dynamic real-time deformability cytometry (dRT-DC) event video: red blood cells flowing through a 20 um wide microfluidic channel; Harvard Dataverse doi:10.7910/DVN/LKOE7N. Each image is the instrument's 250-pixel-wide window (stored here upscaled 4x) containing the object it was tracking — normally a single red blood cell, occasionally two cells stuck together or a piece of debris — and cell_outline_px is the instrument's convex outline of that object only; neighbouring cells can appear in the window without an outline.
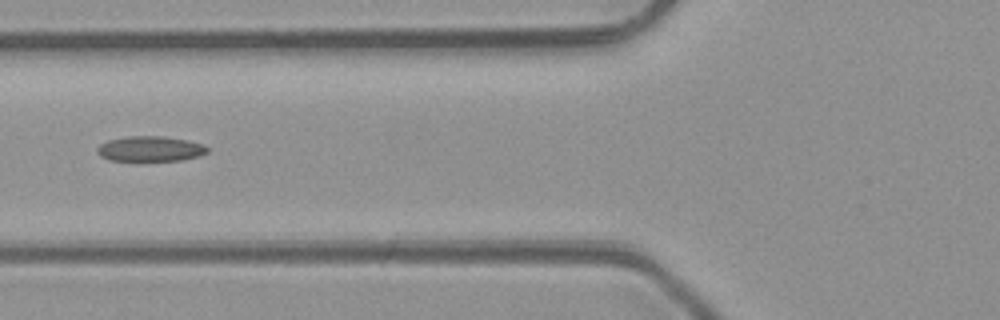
{"species": "common noctule bat (a hibernating species)", "species_latin": "Nyctalus noctula", "temperature_condition": "room temperature", "stored_images_in_passage": 6, "camera_frame_rate_fps": 3000, "um_per_image_px": 0.085, "animal": {"sex": "male", "body_mass_g": 23.1, "forearm_length_mm": 52.7}, "frame": {"image": 1, "passage_image": 6, "time_ms": 5.667, "image_size_px": [1000, 320], "cell_outline_px": [[208, 152], [200, 156], [180, 160], [136, 164], [108, 160], [100, 156], [96, 152], [96, 148], [100, 144], [108, 140], [128, 136], [164, 136], [188, 140], [204, 144], [208, 148]], "centroid_in_image_um": [12.73, 12.7], "position_along_channel_um": 113.1, "area_um2": 17.28}}